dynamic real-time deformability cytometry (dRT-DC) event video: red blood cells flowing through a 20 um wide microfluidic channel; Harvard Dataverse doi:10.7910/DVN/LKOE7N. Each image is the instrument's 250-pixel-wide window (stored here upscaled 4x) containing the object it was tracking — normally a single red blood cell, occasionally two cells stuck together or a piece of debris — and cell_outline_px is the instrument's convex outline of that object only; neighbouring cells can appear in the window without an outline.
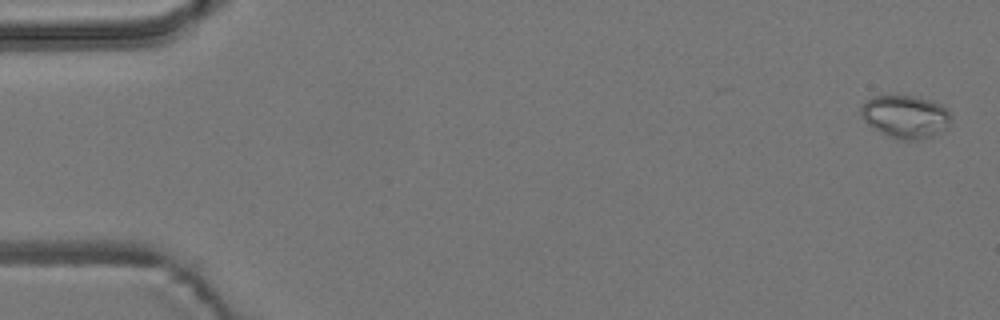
{"species": "common noctule bat (a hibernating species)", "species_latin": "Nyctalus noctula", "temperature_condition": "room temperature", "stored_images_in_passage": 7, "camera_frame_rate_fps": 3000, "um_per_image_px": 0.085, "animal": {"sex": "male", "body_mass_g": 19.2, "forearm_length_mm": 51.8}, "frame": {"image": 1, "passage_image": 1, "time_ms": 0.0, "image_size_px": [1000, 320], "cell_outline_px": [[952, 116], [948, 128], [932, 136], [920, 140], [896, 140], [872, 128], [860, 116], [860, 108], [872, 96], [916, 96], [932, 100], [944, 104], [948, 108]], "centroid_in_image_um": [77.01, 9.92], "position_along_channel_um": 8.0, "area_um2": 23.0}}
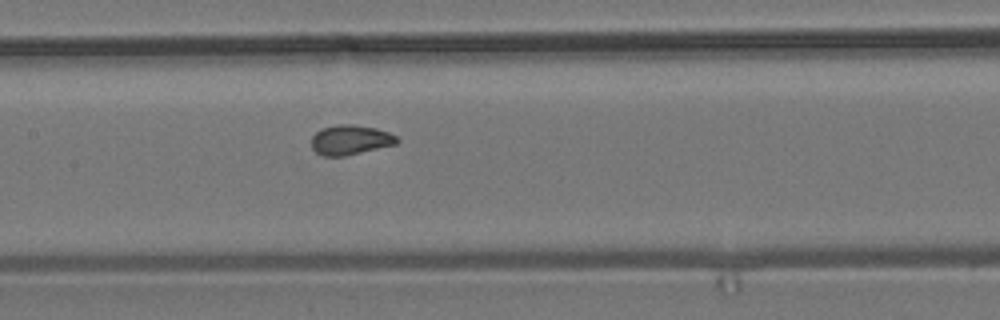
{"frame": {"image": 2, "passage_image": 7, "time_ms": 8.0, "image_size_px": [1000, 320], "cell_outline_px": [[400, 140], [396, 144], [344, 156], [324, 156], [316, 152], [312, 148], [312, 136], [316, 132], [324, 128], [336, 124], [352, 124], [376, 128], [388, 132], [396, 136]], "centroid_in_image_um": [29.78, 11.88], "position_along_channel_um": 177.6, "area_um2": 14.74}}